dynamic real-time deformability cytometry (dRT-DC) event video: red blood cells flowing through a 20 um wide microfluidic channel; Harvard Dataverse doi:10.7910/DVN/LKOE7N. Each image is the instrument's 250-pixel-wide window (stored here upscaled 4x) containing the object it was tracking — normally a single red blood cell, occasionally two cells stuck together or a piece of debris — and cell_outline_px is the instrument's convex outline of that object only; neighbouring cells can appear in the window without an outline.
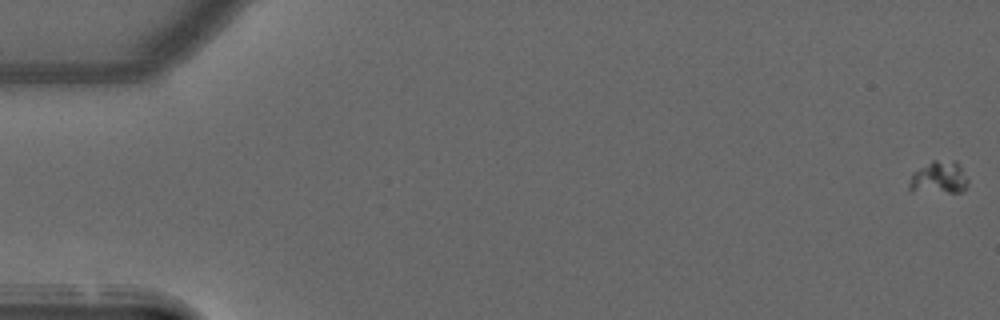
{"species": "common noctule bat (a hibernating species)", "species_latin": "Nyctalus noctula", "temperature_condition": "warm", "stored_images_in_passage": 24, "camera_frame_rate_fps": 3000, "um_per_image_px": 0.085, "animal": {"sex": "male", "forearm_length_mm": 52.5}, "frame": {"image": 1, "passage_image": 1, "time_ms": 0.0, "image_size_px": [1000, 320], "cell_outline_px": [[968, 184], [964, 192], [912, 192], [908, 188], [908, 184], [912, 172], [932, 160], [956, 160], [960, 164], [968, 180]], "centroid_in_image_um": [79.8, 15.1], "position_along_channel_um": 5.2, "area_um2": 11.56}}
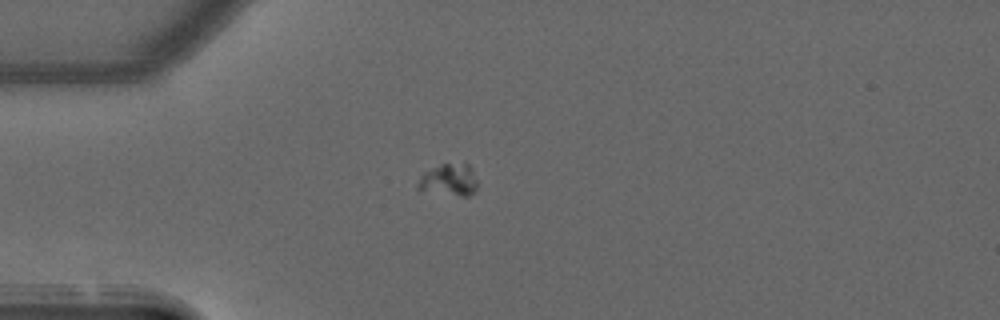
{"frame": {"image": 2, "passage_image": 15, "time_ms": 4.667, "image_size_px": [1000, 320], "cell_outline_px": [[476, 192], [468, 196], [460, 196], [416, 188], [420, 176], [424, 172], [440, 164], [468, 164], [472, 168], [476, 180]], "centroid_in_image_um": [38.19, 15.28], "position_along_channel_um": 46.8, "area_um2": 10.87}}
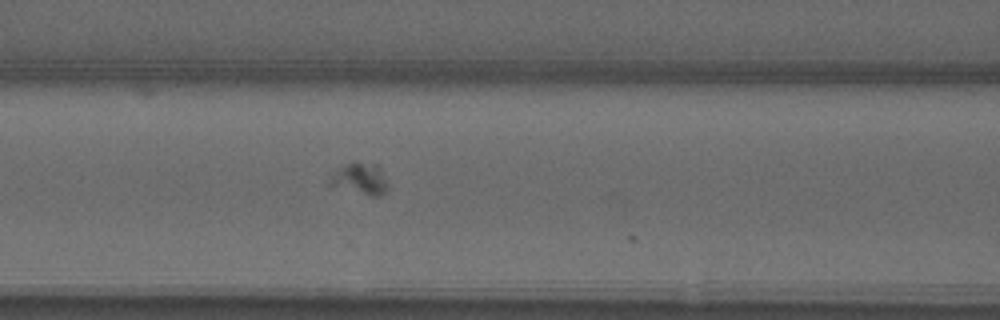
{"frame": {"image": 3, "passage_image": 23, "time_ms": 7.333, "image_size_px": [1000, 320], "cell_outline_px": [[388, 188], [380, 196], [372, 196], [332, 184], [332, 176], [340, 168], [352, 160], [356, 160], [376, 164], [380, 168]], "centroid_in_image_um": [30.69, 15.14], "position_along_channel_um": 135.9, "area_um2": 10.06}}